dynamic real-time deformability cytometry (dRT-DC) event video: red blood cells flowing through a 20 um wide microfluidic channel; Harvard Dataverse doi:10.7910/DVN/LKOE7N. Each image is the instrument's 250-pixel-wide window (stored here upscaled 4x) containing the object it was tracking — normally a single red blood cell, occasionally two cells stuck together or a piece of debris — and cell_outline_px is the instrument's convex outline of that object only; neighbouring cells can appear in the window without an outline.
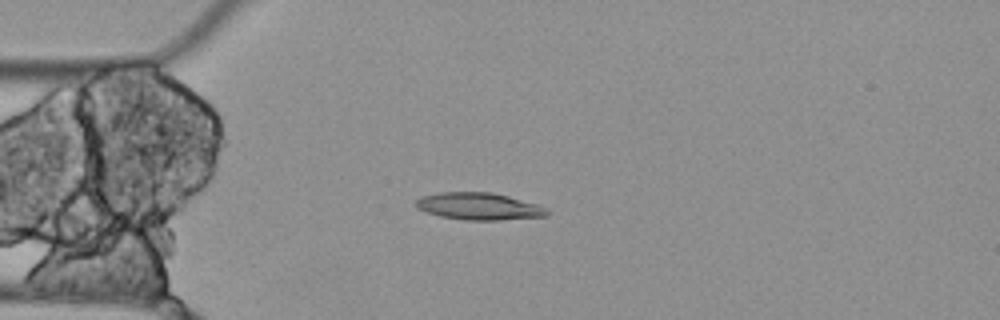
{"species": "Egyptian fruit bat (a non-hibernating species)", "species_latin": "Rousettus aegyptiacus", "temperature_condition": "cold", "stored_images_in_passage": 4, "camera_frame_rate_fps": 3000, "um_per_image_px": 0.085, "animal": {"sex": "female"}, "frame": {"image": 1, "passage_image": 4, "time_ms": 1.0, "image_size_px": [1000, 320], "cell_outline_px": [[548, 216], [500, 220], [464, 220], [440, 216], [416, 208], [416, 200], [424, 196], [440, 192], [492, 192], [508, 196], [536, 204], [544, 208], [548, 212]], "centroid_in_image_um": [40.7, 17.54], "position_along_channel_um": 44.3, "area_um2": 20.52}}